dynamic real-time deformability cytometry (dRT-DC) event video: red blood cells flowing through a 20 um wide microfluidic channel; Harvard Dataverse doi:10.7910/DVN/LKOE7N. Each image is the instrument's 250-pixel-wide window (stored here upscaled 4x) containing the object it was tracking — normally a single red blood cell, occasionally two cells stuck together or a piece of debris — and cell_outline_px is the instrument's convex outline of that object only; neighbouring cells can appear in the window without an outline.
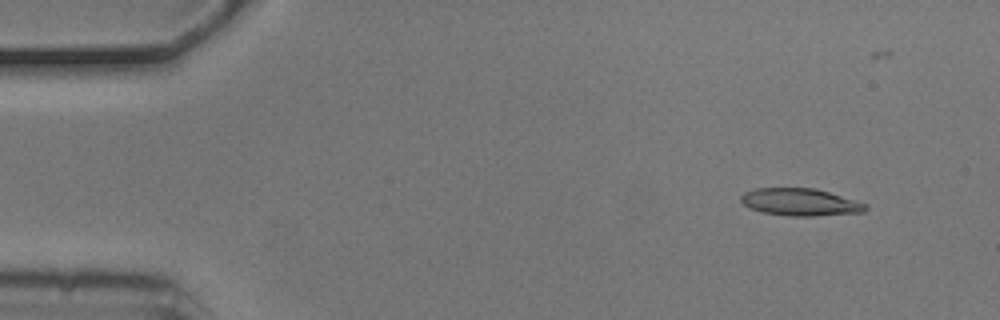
{"species": "common noctule bat (a hibernating species)", "species_latin": "Nyctalus noctula", "temperature_condition": "cold", "stored_images_in_passage": 6, "camera_frame_rate_fps": 3000, "um_per_image_px": 0.085, "animal": {"sex": "male", "body_mass_g": 20.5, "forearm_length_mm": 52.5}, "frame": {"image": 1, "passage_image": 2, "time_ms": 0.333, "image_size_px": [1000, 320], "cell_outline_px": [[868, 208], [864, 212], [816, 216], [792, 216], [764, 212], [752, 208], [744, 204], [740, 200], [740, 196], [744, 192], [756, 188], [816, 188], [856, 200], [868, 204]], "centroid_in_image_um": [68.06, 17.17], "position_along_channel_um": 16.9, "area_um2": 19.83}}
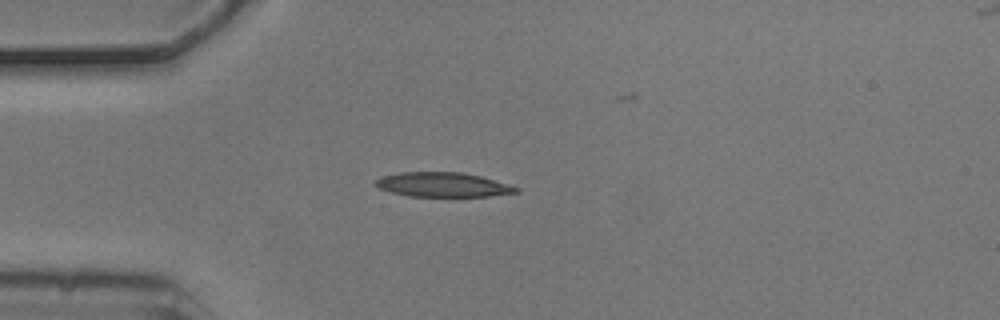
{"frame": {"image": 2, "passage_image": 4, "time_ms": 1.0, "image_size_px": [1000, 320], "cell_outline_px": [[520, 192], [488, 196], [408, 196], [392, 192], [380, 188], [372, 184], [380, 176], [400, 172], [460, 172], [480, 176], [520, 188]], "centroid_in_image_um": [37.6, 15.69], "position_along_channel_um": 47.4, "area_um2": 19.94}}